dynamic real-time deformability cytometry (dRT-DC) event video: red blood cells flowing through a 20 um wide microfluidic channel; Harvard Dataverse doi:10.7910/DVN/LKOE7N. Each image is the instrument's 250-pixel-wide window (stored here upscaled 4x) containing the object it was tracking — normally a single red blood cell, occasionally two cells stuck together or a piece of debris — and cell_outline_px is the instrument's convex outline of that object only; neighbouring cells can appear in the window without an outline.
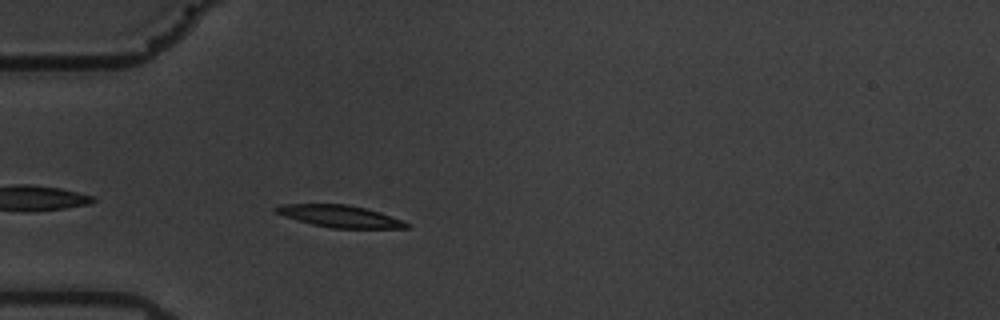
{"species": "common noctule bat (a hibernating species)", "species_latin": "Nyctalus noctula", "temperature_condition": "warm", "stored_images_in_passage": 44, "camera_frame_rate_fps": 3000, "um_per_image_px": 0.085, "animal": {"sex": "male", "body_mass_g": 19.5, "forearm_length_mm": 54.6}, "frame": {"image": 1, "passage_image": 3, "time_ms": 0.667, "image_size_px": [1000, 320], "cell_outline_px": [[408, 228], [332, 228], [312, 224], [284, 216], [276, 212], [272, 208], [284, 204], [348, 204], [380, 212], [400, 220], [408, 224]], "centroid_in_image_um": [28.85, 18.37], "position_along_channel_um": 56.2, "area_um2": 16.47}}
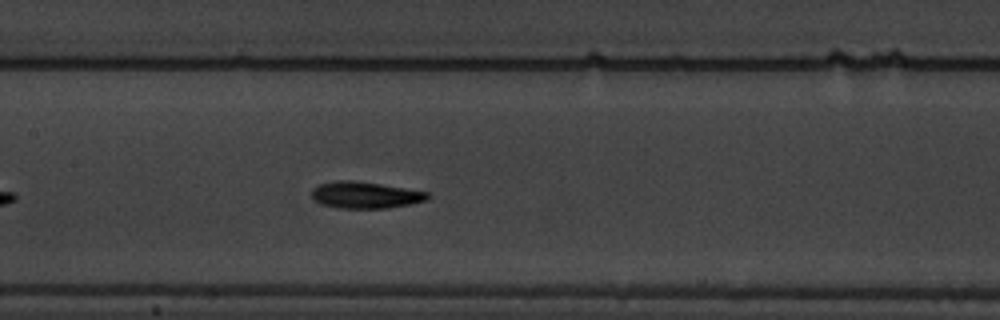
{"frame": {"image": 2, "passage_image": 14, "time_ms": 4.333, "image_size_px": [1000, 320], "cell_outline_px": [[432, 196], [428, 200], [412, 204], [388, 208], [336, 208], [320, 204], [312, 200], [312, 188], [320, 184], [336, 180], [352, 180], [380, 184], [428, 192]], "centroid_in_image_um": [31.04, 16.58], "position_along_channel_um": 176.4, "area_um2": 18.21}}
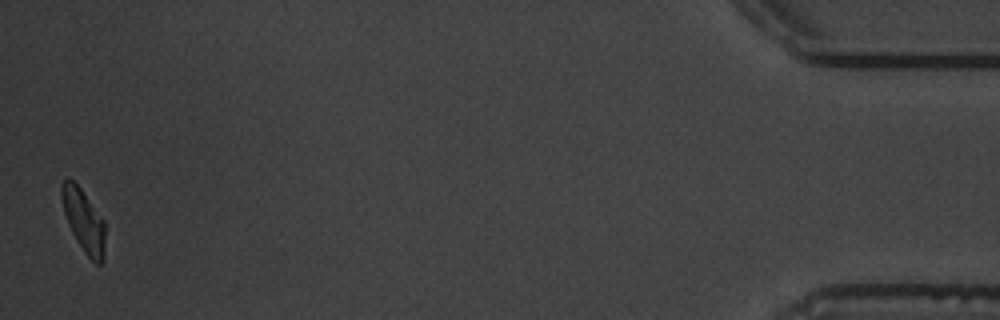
{"frame": {"image": 3, "passage_image": 43, "time_ms": 14.0, "image_size_px": [1000, 320], "cell_outline_px": [[104, 260], [100, 264], [96, 264], [84, 252], [72, 232], [68, 224], [64, 212], [60, 196], [60, 184], [68, 176], [80, 188], [104, 220]], "centroid_in_image_um": [7.09, 18.73], "position_along_channel_um": 428.1, "area_um2": 15.78}, "authors_computed_cell_mechanics": {"area_um2": 17.3689, "velocity_mm_per_s": 3.5033, "shape_relaxation_time_tau1_ms": 3.382, "shape_relaxation_time_tau2_ms": 5.732, "deformation_change_tau1": 0.1736, "deformation_change_tau2": 0.1371}}